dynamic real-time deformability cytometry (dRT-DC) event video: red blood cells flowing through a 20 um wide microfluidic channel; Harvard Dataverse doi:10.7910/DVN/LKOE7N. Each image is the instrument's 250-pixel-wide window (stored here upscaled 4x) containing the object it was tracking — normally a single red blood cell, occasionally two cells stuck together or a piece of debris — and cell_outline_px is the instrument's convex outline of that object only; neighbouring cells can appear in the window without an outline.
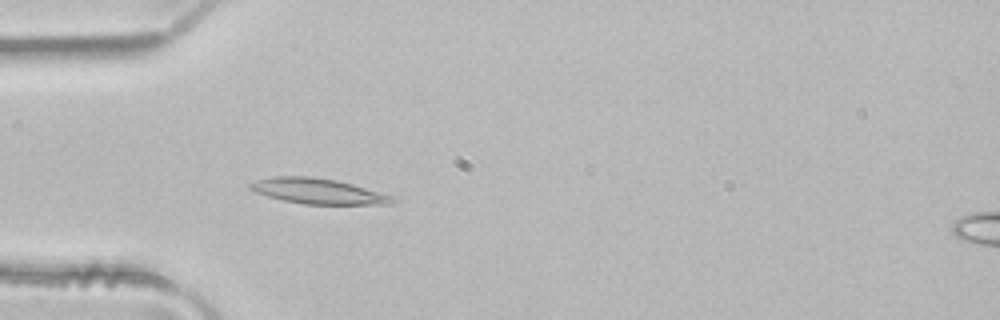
{"species": "common noctule bat (a hibernating species)", "species_latin": "Nyctalus noctula", "temperature_condition": "room temperature", "stored_images_in_passage": 5, "camera_frame_rate_fps": 3000, "um_per_image_px": 0.085, "animal": {"sex": "male", "body_mass_g": 21.5, "forearm_length_mm": 52.0}, "frame": {"image": 1, "passage_image": 4, "time_ms": 1.0, "image_size_px": [1000, 320], "cell_outline_px": [[392, 204], [304, 204], [284, 200], [268, 196], [256, 192], [248, 188], [248, 184], [256, 180], [272, 176], [312, 176], [336, 180], [352, 184], [392, 196]], "centroid_in_image_um": [26.96, 16.23], "position_along_channel_um": 58.0, "area_um2": 20.81}}